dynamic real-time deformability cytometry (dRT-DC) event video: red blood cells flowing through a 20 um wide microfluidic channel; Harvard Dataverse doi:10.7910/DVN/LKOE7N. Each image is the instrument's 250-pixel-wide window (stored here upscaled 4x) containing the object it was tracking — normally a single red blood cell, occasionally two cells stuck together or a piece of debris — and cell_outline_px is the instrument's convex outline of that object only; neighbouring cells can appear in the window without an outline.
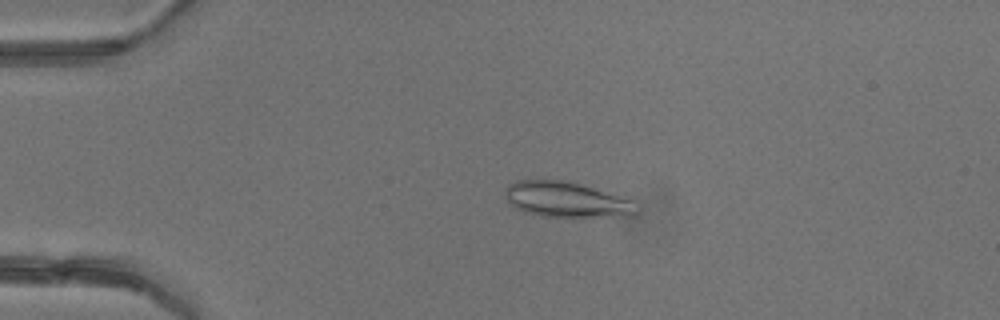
{"species": "common noctule bat (a hibernating species)", "species_latin": "Nyctalus noctula", "temperature_condition": "warm", "stored_images_in_passage": 3, "camera_frame_rate_fps": 3000, "um_per_image_px": 0.085, "animal": {"sex": "female"}, "frame": {"image": 1, "passage_image": 2, "time_ms": 2.333, "image_size_px": [1000, 320], "cell_outline_px": [[640, 212], [632, 216], [540, 216], [524, 212], [508, 204], [504, 192], [504, 188], [508, 184], [516, 180], [568, 180], [636, 200], [640, 204]], "centroid_in_image_um": [48.2, 16.96], "position_along_channel_um": 36.8, "area_um2": 27.74}}